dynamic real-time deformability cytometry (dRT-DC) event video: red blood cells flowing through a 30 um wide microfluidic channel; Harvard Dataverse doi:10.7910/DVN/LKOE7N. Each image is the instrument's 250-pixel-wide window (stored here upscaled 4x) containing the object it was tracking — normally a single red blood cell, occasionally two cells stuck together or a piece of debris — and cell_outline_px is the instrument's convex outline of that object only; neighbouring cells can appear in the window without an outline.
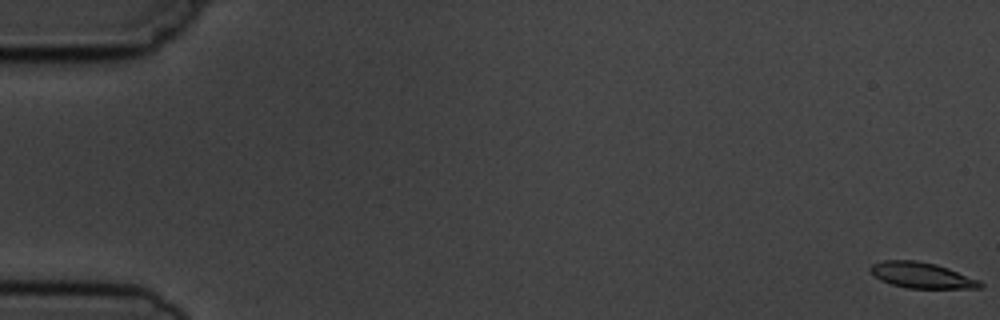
{"species": "common noctule bat (a hibernating species)", "species_latin": "Nyctalus noctula", "temperature_condition": "cold", "stored_images_in_passage": 9, "camera_frame_rate_fps": 3000, "um_per_image_px": 0.085, "animal": {"sex": "male", "body_mass_g": 19.5, "forearm_length_mm": 54.6}, "frame": {"image": 1, "passage_image": 1, "time_ms": 0.0, "image_size_px": [1000, 320], "cell_outline_px": [[984, 284], [980, 288], [908, 288], [892, 284], [880, 280], [868, 268], [872, 264], [884, 260], [916, 260], [936, 264], [948, 268], [980, 280]], "centroid_in_image_um": [78.35, 23.39], "position_along_channel_um": 6.6, "area_um2": 16.42}}
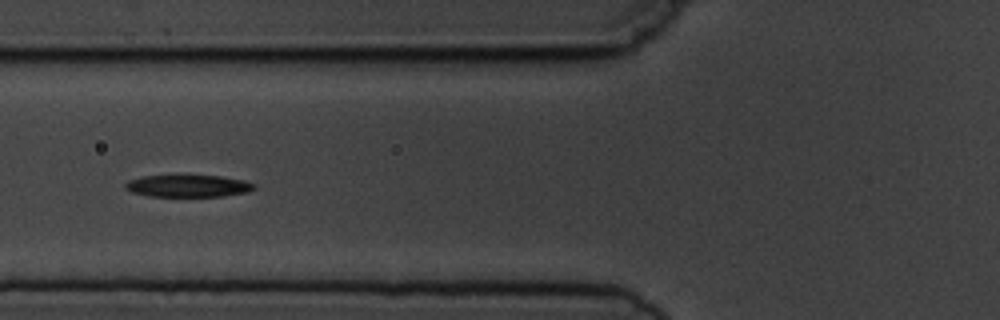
{"frame": {"image": 2, "passage_image": 7, "time_ms": 7.0, "image_size_px": [1000, 320], "cell_outline_px": [[256, 188], [248, 192], [224, 196], [148, 196], [132, 192], [124, 188], [124, 184], [128, 180], [144, 176], [220, 176], [244, 180], [256, 184]], "centroid_in_image_um": [16.0, 15.81], "position_along_channel_um": 109.8, "area_um2": 16.53}}
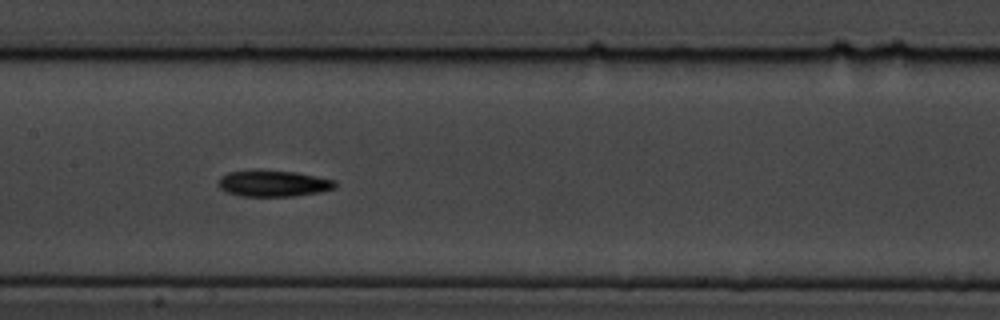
{"frame": {"image": 3, "passage_image": 9, "time_ms": 9.0, "image_size_px": [1000, 320], "cell_outline_px": [[336, 188], [320, 192], [292, 196], [240, 196], [228, 192], [220, 188], [216, 184], [220, 176], [228, 172], [296, 172], [336, 180]], "centroid_in_image_um": [23.25, 15.62], "position_along_channel_um": 184.1, "area_um2": 17.4}}